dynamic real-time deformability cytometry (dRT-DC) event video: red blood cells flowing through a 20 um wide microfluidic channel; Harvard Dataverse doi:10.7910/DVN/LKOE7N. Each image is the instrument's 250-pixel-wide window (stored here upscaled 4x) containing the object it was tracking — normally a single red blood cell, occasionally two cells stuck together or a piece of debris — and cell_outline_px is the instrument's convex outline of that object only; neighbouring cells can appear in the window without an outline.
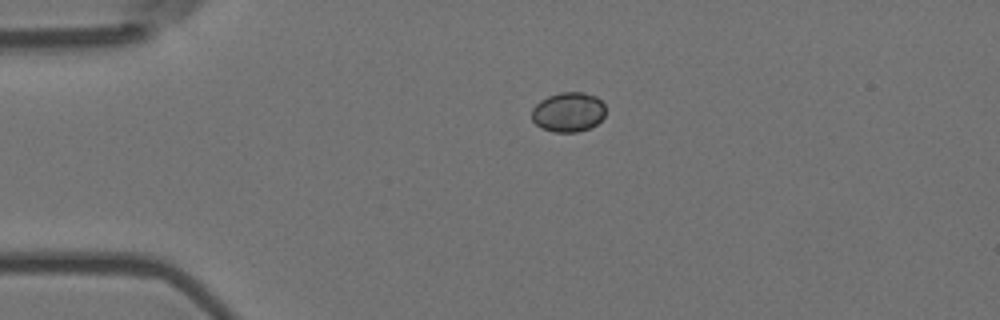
{"species": "Egyptian fruit bat (a non-hibernating species)", "species_latin": "Rousettus aegyptiacus", "temperature_condition": "room temperature", "stored_images_in_passage": 2, "camera_frame_rate_fps": 3000, "um_per_image_px": 0.085, "animal": {"sex": "female"}, "frame": {"image": 1, "passage_image": 1, "time_ms": 0.0, "image_size_px": [1000, 320], "cell_outline_px": [[604, 116], [596, 124], [588, 128], [576, 132], [552, 132], [540, 128], [532, 120], [532, 108], [540, 100], [548, 96], [560, 92], [584, 92], [596, 96], [604, 104]], "centroid_in_image_um": [48.28, 9.52], "position_along_channel_um": 36.7, "area_um2": 17.11}}